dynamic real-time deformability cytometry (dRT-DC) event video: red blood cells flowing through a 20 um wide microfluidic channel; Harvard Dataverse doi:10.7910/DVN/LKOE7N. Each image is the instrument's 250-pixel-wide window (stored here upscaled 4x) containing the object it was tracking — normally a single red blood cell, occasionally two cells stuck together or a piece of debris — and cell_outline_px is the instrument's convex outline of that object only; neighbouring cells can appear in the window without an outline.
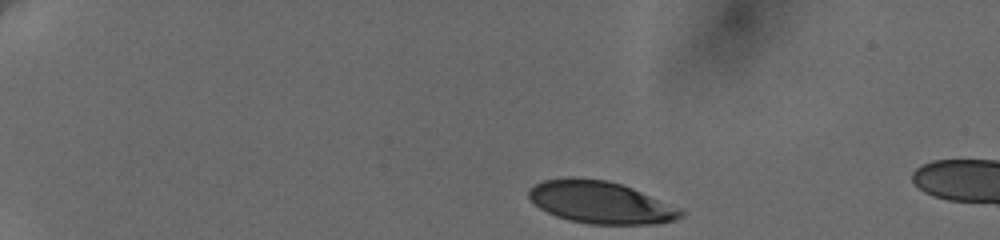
{"species": "human", "species_latin": "Homo sapiens", "temperature_condition": "cold", "stored_images_in_passage": 41, "camera_frame_rate_fps": 3000, "um_per_image_px": 0.085, "donor": {"sex": "female"}, "frame": {"image": 1, "passage_image": 1, "time_ms": 0.0, "image_size_px": [1000, 240], "cell_outline_px": [[684, 216], [676, 220], [652, 224], [588, 224], [556, 216], [540, 208], [528, 196], [528, 192], [536, 184], [544, 180], [568, 176], [572, 176], [608, 180], [632, 188], [680, 208], [684, 212]], "centroid_in_image_um": [51.06, 17.19], "position_along_channel_um": 33.9, "area_um2": 37.28}}
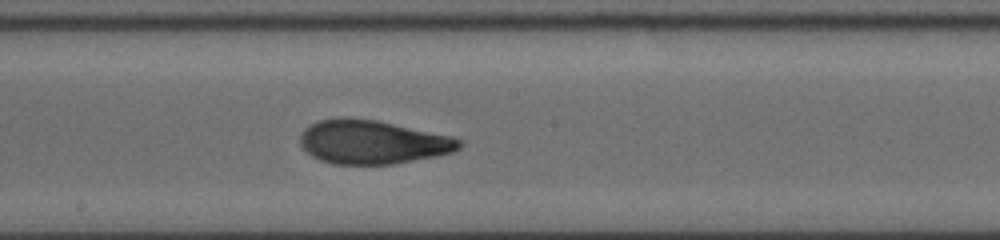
{"frame": {"image": 2, "passage_image": 24, "time_ms": 7.667, "image_size_px": [1000, 240], "cell_outline_px": [[460, 148], [452, 152], [436, 156], [392, 164], [332, 164], [320, 160], [312, 156], [300, 144], [300, 136], [304, 128], [320, 120], [376, 120], [452, 136], [460, 140]], "centroid_in_image_um": [31.68, 12.11], "position_along_channel_um": 216.5, "area_um2": 39.65}}
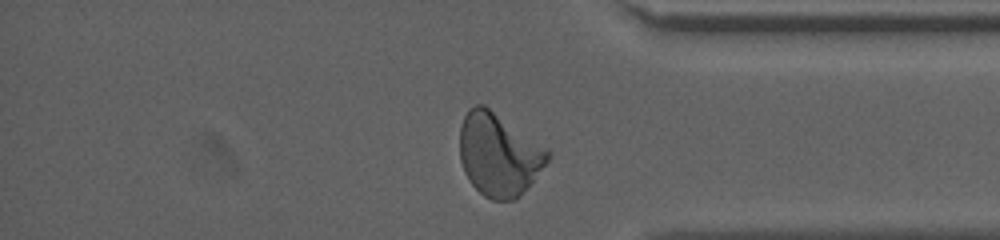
{"frame": {"image": 3, "passage_image": 39, "time_ms": 12.667, "image_size_px": [1000, 240], "cell_outline_px": [[552, 152], [548, 160], [520, 196], [516, 200], [492, 200], [484, 196], [468, 180], [464, 172], [460, 160], [460, 128], [464, 116], [468, 108], [476, 104], [484, 104], [548, 148]], "centroid_in_image_um": [42.38, 13.12], "position_along_channel_um": 392.8, "area_um2": 42.48}, "authors_computed_cell_mechanics": {"area_um2": 40.2288, "velocity_mm_per_s": 3.6452, "shape_relaxation_time_tau1_ms": 5.7763, "shape_relaxation_time_tau2_ms": 1.136, "deformation_change_tau1": 0.2033, "deformation_change_tau2": 0.0731}}